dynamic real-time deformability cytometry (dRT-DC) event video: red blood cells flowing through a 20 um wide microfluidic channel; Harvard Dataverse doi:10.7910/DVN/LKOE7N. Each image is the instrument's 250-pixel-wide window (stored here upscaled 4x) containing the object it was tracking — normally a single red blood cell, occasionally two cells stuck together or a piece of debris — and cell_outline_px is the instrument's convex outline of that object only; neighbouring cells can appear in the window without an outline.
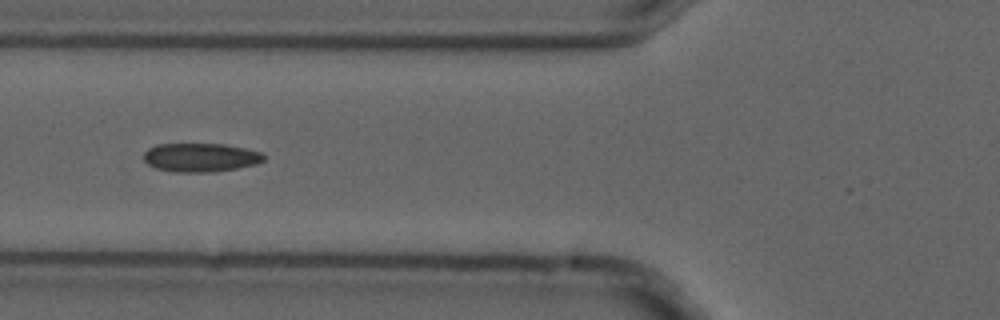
{"species": "common noctule bat (a hibernating species)", "species_latin": "Nyctalus noctula", "temperature_condition": "cold", "stored_images_in_passage": 4, "camera_frame_rate_fps": 3000, "um_per_image_px": 0.085, "animal": {"sex": "male", "forearm_length_mm": 52.5}, "frame": {"image": 1, "passage_image": 2, "time_ms": 0.333, "image_size_px": [1000, 320], "cell_outline_px": [[264, 160], [256, 164], [236, 168], [212, 172], [172, 172], [156, 168], [148, 164], [144, 160], [144, 152], [148, 148], [156, 144], [224, 144], [244, 148], [260, 152], [264, 156]], "centroid_in_image_um": [17.01, 13.38], "position_along_channel_um": 108.8, "area_um2": 20.06}}
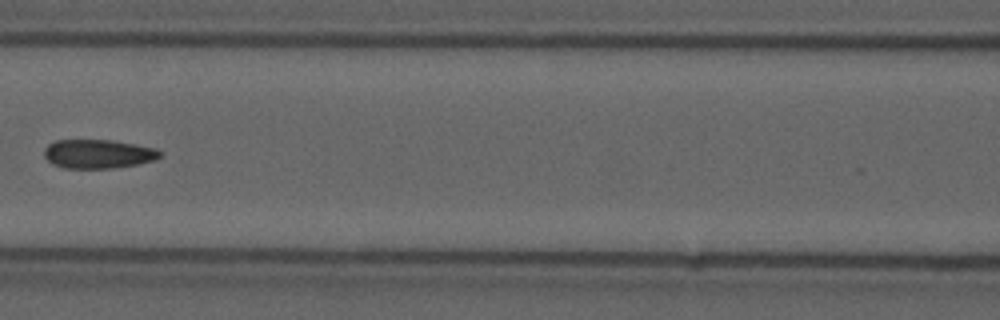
{"frame": {"image": 2, "passage_image": 3, "time_ms": 0.667, "image_size_px": [1000, 320], "cell_outline_px": [[160, 156], [152, 160], [136, 164], [116, 168], [64, 168], [52, 164], [44, 156], [44, 148], [48, 144], [56, 140], [112, 140], [156, 148], [160, 152]], "centroid_in_image_um": [8.29, 13.08], "position_along_channel_um": 158.3, "area_um2": 19.42}}
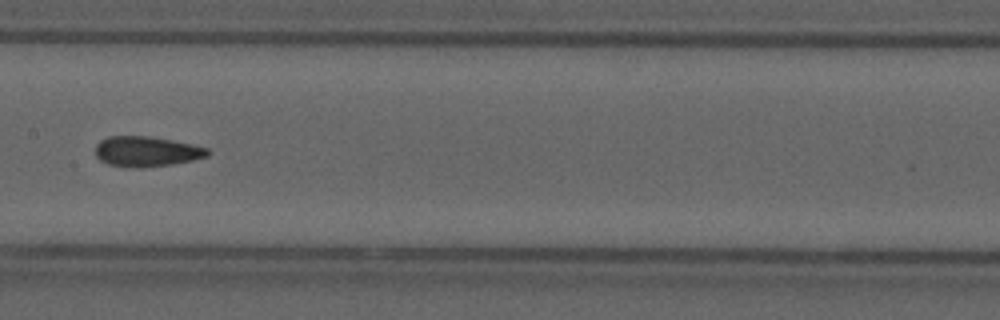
{"frame": {"image": 3, "passage_image": 4, "time_ms": 1.0, "image_size_px": [1000, 320], "cell_outline_px": [[212, 152], [208, 156], [192, 160], [172, 164], [140, 168], [132, 168], [108, 164], [100, 160], [96, 156], [96, 144], [100, 140], [108, 136], [148, 136], [172, 140], [192, 144], [208, 148]], "centroid_in_image_um": [12.46, 12.88], "position_along_channel_um": 194.9, "area_um2": 19.88}}